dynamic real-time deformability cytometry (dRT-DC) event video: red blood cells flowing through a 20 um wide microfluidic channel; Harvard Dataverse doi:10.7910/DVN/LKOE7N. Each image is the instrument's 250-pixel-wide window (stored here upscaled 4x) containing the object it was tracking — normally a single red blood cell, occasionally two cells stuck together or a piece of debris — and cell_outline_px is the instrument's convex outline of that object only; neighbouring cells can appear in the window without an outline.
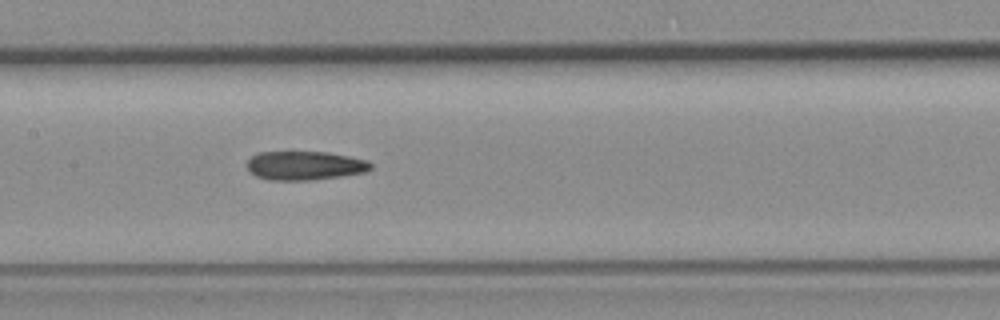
{"species": "common noctule bat (a hibernating species)", "species_latin": "Nyctalus noctula", "temperature_condition": "room temperature", "stored_images_in_passage": 7, "camera_frame_rate_fps": 3000, "um_per_image_px": 0.085, "animal": {"sex": "female", "body_mass_g": 19.3, "forearm_length_mm": 54.1}, "frame": {"image": 1, "passage_image": 7, "time_ms": 2.0, "image_size_px": [1000, 320], "cell_outline_px": [[372, 168], [368, 172], [340, 176], [308, 180], [268, 180], [256, 176], [248, 168], [248, 160], [252, 156], [260, 152], [328, 152], [368, 160], [372, 164]], "centroid_in_image_um": [25.95, 14.07], "position_along_channel_um": 181.5, "area_um2": 20.75}}